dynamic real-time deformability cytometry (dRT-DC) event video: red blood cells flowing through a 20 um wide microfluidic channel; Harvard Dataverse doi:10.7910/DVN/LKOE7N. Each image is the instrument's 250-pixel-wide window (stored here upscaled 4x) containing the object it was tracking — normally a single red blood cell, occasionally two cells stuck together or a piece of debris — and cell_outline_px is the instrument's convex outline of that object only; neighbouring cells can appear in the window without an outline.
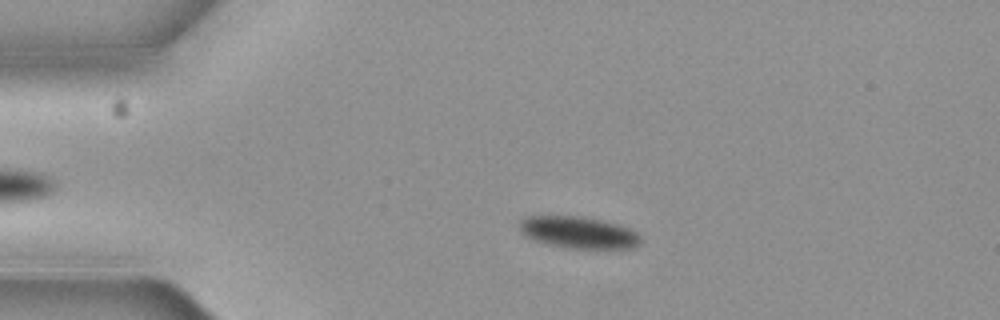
{"species": "common noctule bat (a hibernating species)", "species_latin": "Nyctalus noctula", "temperature_condition": "cold", "stored_images_in_passage": 4, "camera_frame_rate_fps": 3000, "um_per_image_px": 0.085, "animal": {"sex": "female", "body_mass_g": 19.3, "forearm_length_mm": 54.1}, "frame": {"image": 1, "passage_image": 3, "time_ms": 0.667, "image_size_px": [1000, 320], "cell_outline_px": [[640, 244], [636, 248], [568, 248], [548, 244], [524, 236], [520, 232], [516, 224], [524, 216], [580, 216], [600, 220], [616, 224], [628, 228], [636, 232], [640, 236]], "centroid_in_image_um": [49.11, 19.75], "position_along_channel_um": 35.9, "area_um2": 22.54}}